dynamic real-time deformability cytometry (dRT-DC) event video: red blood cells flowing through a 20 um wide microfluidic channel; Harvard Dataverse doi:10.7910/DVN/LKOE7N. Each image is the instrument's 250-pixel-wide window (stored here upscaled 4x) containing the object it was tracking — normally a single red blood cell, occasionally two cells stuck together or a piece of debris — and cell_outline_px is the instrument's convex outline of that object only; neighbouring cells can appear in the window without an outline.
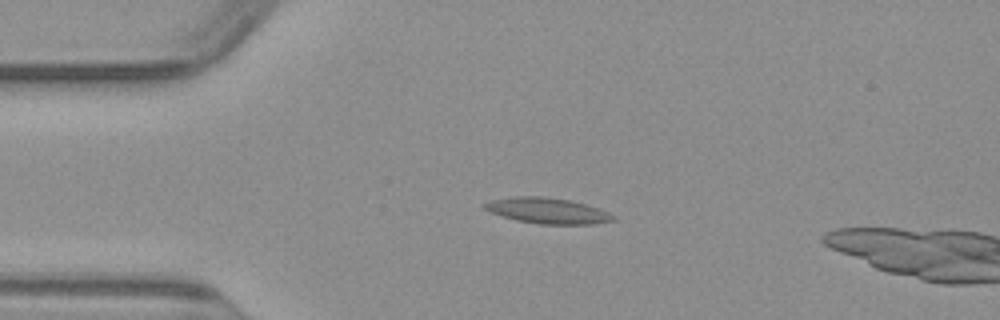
{"species": "common noctule bat (a hibernating species)", "species_latin": "Nyctalus noctula", "temperature_condition": "warm", "stored_images_in_passage": 43, "camera_frame_rate_fps": 3000, "um_per_image_px": 0.085, "animal": {"sex": "male", "body_mass_g": 23.1, "forearm_length_mm": 52.7}, "frame": {"image": 1, "passage_image": 10, "time_ms": 3.0, "image_size_px": [1000, 320], "cell_outline_px": [[616, 220], [592, 224], [540, 224], [516, 220], [492, 212], [484, 208], [484, 204], [492, 200], [512, 196], [548, 196], [568, 200], [600, 208], [616, 216]], "centroid_in_image_um": [46.58, 17.9], "position_along_channel_um": 38.4, "area_um2": 19.19}}
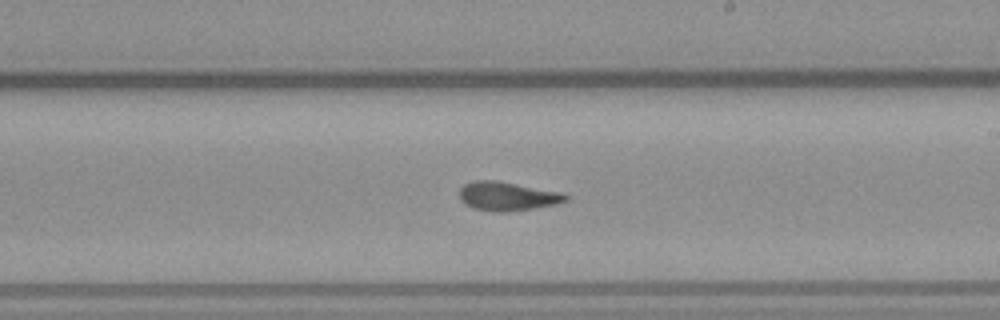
{"frame": {"image": 2, "passage_image": 27, "time_ms": 8.667, "image_size_px": [1000, 320], "cell_outline_px": [[568, 200], [556, 204], [532, 208], [504, 212], [492, 212], [472, 208], [460, 200], [460, 188], [464, 184], [476, 180], [496, 180], [564, 192], [568, 196]], "centroid_in_image_um": [43.13, 16.67], "position_along_channel_um": 245.9, "area_um2": 17.98}}
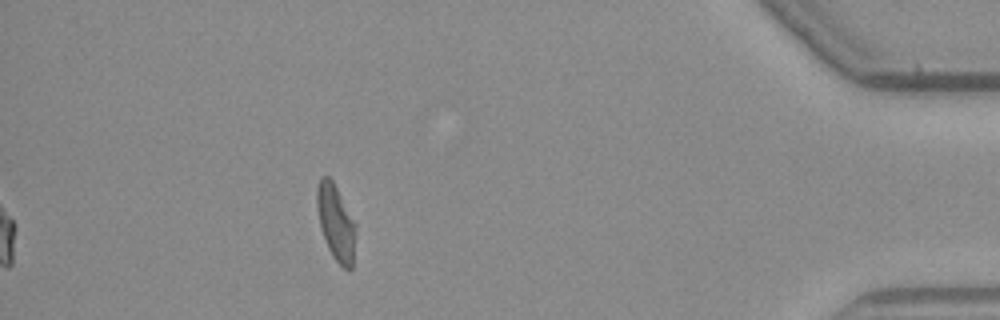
{"frame": {"image": 3, "passage_image": 43, "time_ms": 14.0, "image_size_px": [1000, 320], "cell_outline_px": [[356, 228], [352, 268], [348, 272], [332, 256], [328, 248], [320, 228], [316, 204], [316, 188], [320, 176], [328, 176], [332, 180], [356, 224]], "centroid_in_image_um": [28.53, 18.92], "position_along_channel_um": 406.7, "area_um2": 17.17}}